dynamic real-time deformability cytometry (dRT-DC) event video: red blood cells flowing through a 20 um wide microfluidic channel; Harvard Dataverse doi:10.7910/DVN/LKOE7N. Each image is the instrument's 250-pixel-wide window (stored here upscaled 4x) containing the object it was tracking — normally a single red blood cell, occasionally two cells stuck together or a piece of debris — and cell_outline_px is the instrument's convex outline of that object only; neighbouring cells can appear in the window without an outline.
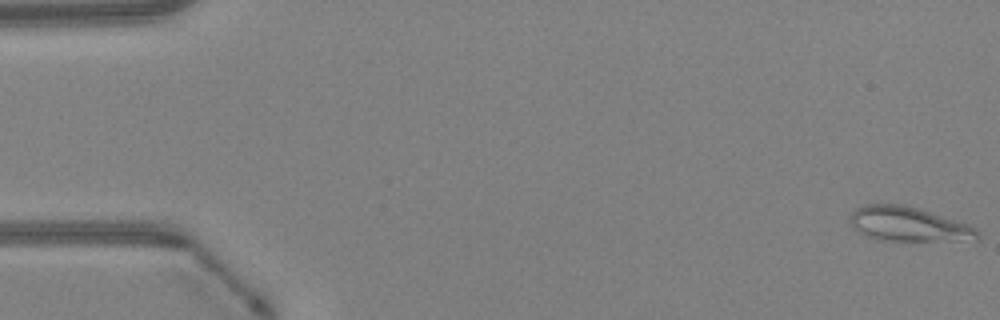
{"species": "Egyptian fruit bat (a non-hibernating species)", "species_latin": "Rousettus aegyptiacus", "temperature_condition": "warm", "stored_images_in_passage": 48, "camera_frame_rate_fps": 3000, "um_per_image_px": 0.085, "animal": {"sex": "female"}, "frame": {"image": 1, "passage_image": 1, "time_ms": 0.0, "image_size_px": [1000, 320], "cell_outline_px": [[980, 240], [976, 244], [880, 240], [868, 236], [852, 228], [848, 220], [848, 216], [856, 208], [864, 204], [904, 204], [956, 220], [968, 224], [976, 228], [980, 232]], "centroid_in_image_um": [77.37, 19.12], "position_along_channel_um": 7.6, "area_um2": 27.05}}
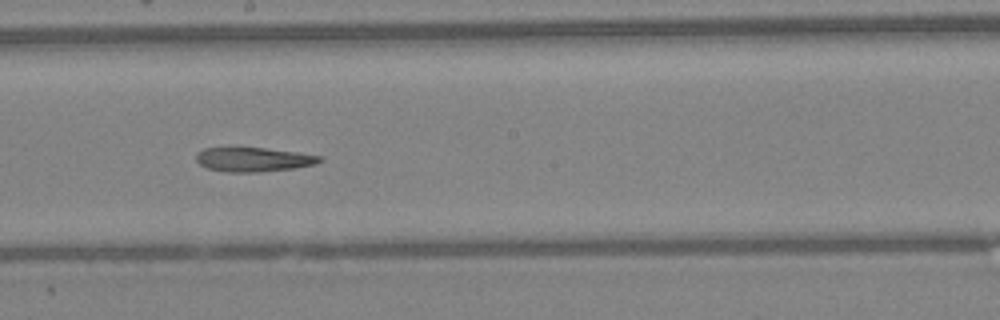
{"frame": {"image": 2, "passage_image": 27, "time_ms": 8.667, "image_size_px": [1000, 320], "cell_outline_px": [[324, 160], [316, 164], [296, 168], [260, 172], [228, 172], [208, 168], [200, 164], [196, 160], [196, 152], [204, 148], [228, 144], [264, 148], [296, 152], [320, 156]], "centroid_in_image_um": [21.47, 13.51], "position_along_channel_um": 226.7, "area_um2": 18.26}}
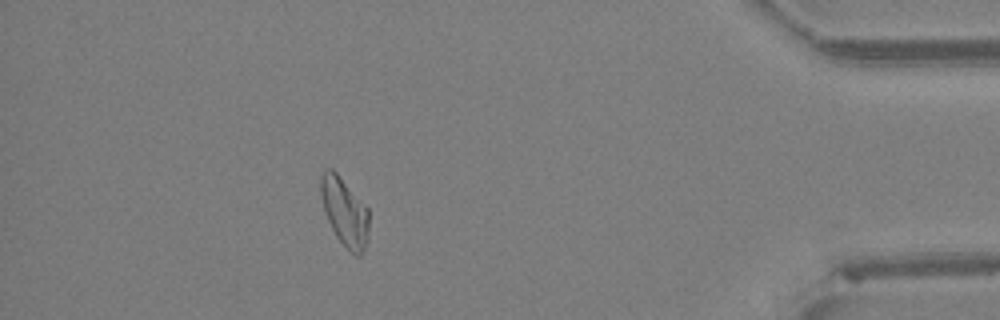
{"frame": {"image": 3, "passage_image": 43, "time_ms": 14.0, "image_size_px": [1000, 320], "cell_outline_px": [[368, 240], [364, 252], [360, 256], [356, 256], [336, 236], [328, 220], [320, 196], [320, 176], [324, 168], [332, 168], [336, 172], [368, 208]], "centroid_in_image_um": [29.29, 17.99], "position_along_channel_um": 405.9, "area_um2": 19.07}, "authors_computed_cell_mechanics": {"area_um2": 19.2474, "velocity_mm_per_s": 4.2765, "shape_relaxation_time_tau1_ms": null, "shape_relaxation_time_tau2_ms": 11.2447, "deformation_change_tau1": null, "deformation_change_tau2": 0.2753}}